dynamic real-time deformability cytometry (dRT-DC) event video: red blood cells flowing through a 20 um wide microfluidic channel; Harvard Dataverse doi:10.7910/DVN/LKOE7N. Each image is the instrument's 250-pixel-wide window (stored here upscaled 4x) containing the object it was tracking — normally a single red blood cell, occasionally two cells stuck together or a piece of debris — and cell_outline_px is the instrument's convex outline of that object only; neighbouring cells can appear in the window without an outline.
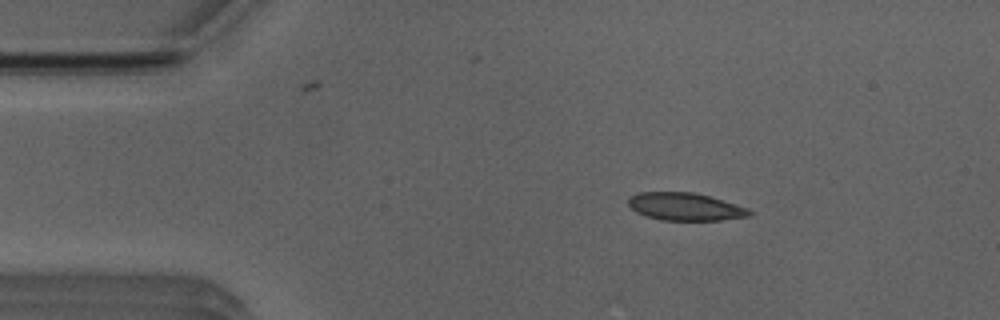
{"species": "Egyptian fruit bat (a non-hibernating species)", "species_latin": "Rousettus aegyptiacus", "temperature_condition": "room temperature", "stored_images_in_passage": 50, "camera_frame_rate_fps": 3000, "um_per_image_px": 0.085, "animal": {"sex": "male"}, "frame": {"image": 1, "passage_image": 7, "time_ms": 2.0, "image_size_px": [1000, 320], "cell_outline_px": [[752, 212], [748, 216], [720, 220], [664, 220], [648, 216], [636, 212], [628, 204], [628, 200], [636, 192], [692, 192], [708, 196], [748, 208]], "centroid_in_image_um": [58.22, 17.56], "position_along_channel_um": 26.8, "area_um2": 19.19}}
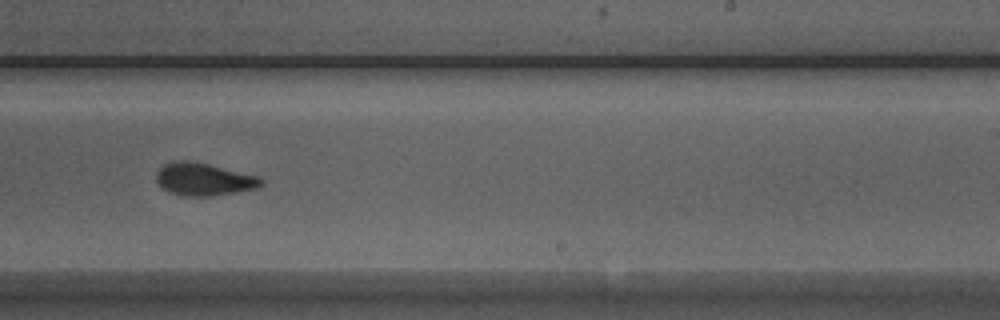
{"frame": {"image": 2, "passage_image": 30, "time_ms": 9.667, "image_size_px": [1000, 320], "cell_outline_px": [[264, 184], [260, 188], [212, 196], [180, 196], [168, 192], [156, 180], [156, 172], [164, 164], [172, 160], [192, 160], [260, 176], [264, 180]], "centroid_in_image_um": [17.35, 15.23], "position_along_channel_um": 271.6, "area_um2": 20.35}}
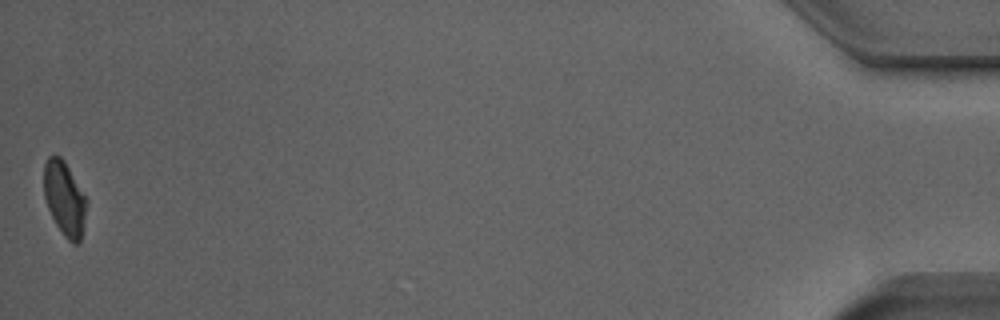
{"frame": {"image": 3, "passage_image": 50, "time_ms": 16.333, "image_size_px": [1000, 320], "cell_outline_px": [[88, 200], [80, 240], [76, 244], [72, 244], [64, 236], [56, 224], [48, 208], [44, 196], [44, 164], [48, 156], [60, 156], [64, 160]], "centroid_in_image_um": [5.48, 16.87], "position_along_channel_um": 429.7, "area_um2": 18.32}, "authors_computed_cell_mechanics": {"area_um2": 20.1144, "velocity_mm_per_s": 3.9271, "shape_relaxation_time_tau1_ms": 4.5955, "shape_relaxation_time_tau2_ms": 1.8891, "deformation_change_tau1": 0.1335, "deformation_change_tau2": 0.061}}